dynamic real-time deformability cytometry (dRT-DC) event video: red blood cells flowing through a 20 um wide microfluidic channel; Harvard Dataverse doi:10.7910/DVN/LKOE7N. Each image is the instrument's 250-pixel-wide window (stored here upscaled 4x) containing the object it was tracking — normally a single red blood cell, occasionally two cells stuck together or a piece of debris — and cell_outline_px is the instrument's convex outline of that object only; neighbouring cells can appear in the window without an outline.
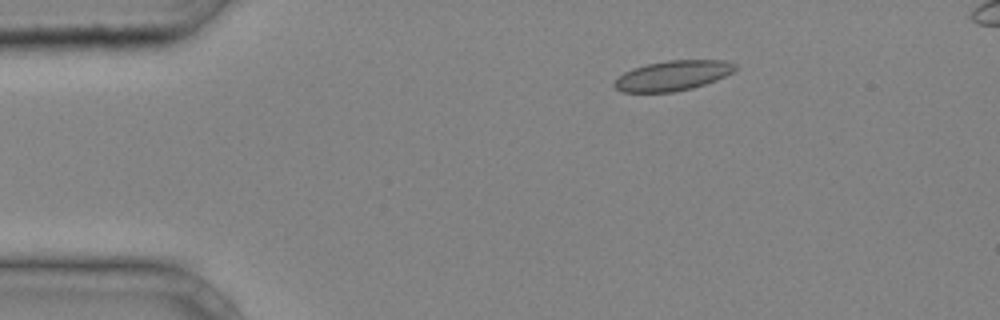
{"species": "common noctule bat (a hibernating species)", "species_latin": "Nyctalus noctula", "temperature_condition": "cold", "stored_images_in_passage": 26, "camera_frame_rate_fps": 3000, "um_per_image_px": 0.085, "animal": {"sex": "male", "body_mass_g": 20.4}, "frame": {"image": 1, "passage_image": 1, "time_ms": 0.0, "image_size_px": [1000, 320], "cell_outline_px": [[736, 68], [732, 72], [716, 80], [692, 88], [672, 92], [624, 92], [616, 88], [612, 84], [624, 72], [632, 68], [648, 64], [668, 60], [724, 60], [736, 64]], "centroid_in_image_um": [57.18, 6.42], "position_along_channel_um": 27.8, "area_um2": 20.92}}
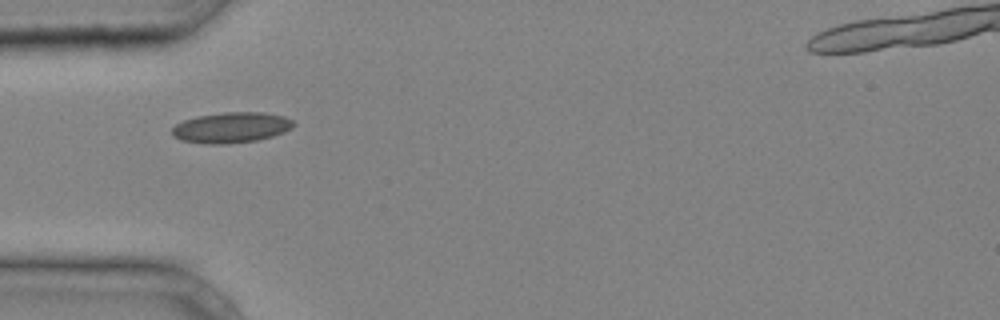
{"frame": {"image": 2, "passage_image": 7, "time_ms": 2.0, "image_size_px": [1000, 320], "cell_outline_px": [[296, 124], [292, 128], [284, 132], [272, 136], [256, 140], [224, 144], [204, 144], [180, 140], [172, 136], [172, 128], [176, 124], [184, 120], [196, 116], [224, 112], [264, 112], [284, 116], [292, 120]], "centroid_in_image_um": [19.65, 10.84], "position_along_channel_um": 65.4, "area_um2": 21.79}}
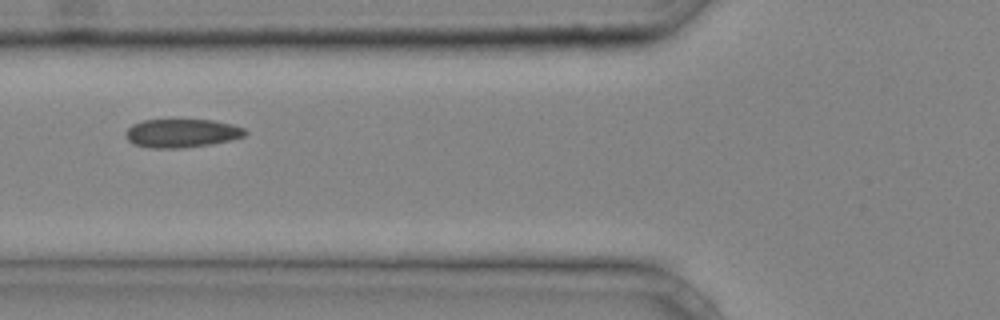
{"frame": {"image": 3, "passage_image": 10, "time_ms": 3.0, "image_size_px": [1000, 320], "cell_outline_px": [[248, 132], [244, 136], [232, 140], [184, 148], [152, 148], [132, 144], [124, 136], [124, 132], [132, 124], [144, 120], [212, 120], [232, 124], [244, 128]], "centroid_in_image_um": [15.42, 11.32], "position_along_channel_um": 110.4, "area_um2": 19.94}}